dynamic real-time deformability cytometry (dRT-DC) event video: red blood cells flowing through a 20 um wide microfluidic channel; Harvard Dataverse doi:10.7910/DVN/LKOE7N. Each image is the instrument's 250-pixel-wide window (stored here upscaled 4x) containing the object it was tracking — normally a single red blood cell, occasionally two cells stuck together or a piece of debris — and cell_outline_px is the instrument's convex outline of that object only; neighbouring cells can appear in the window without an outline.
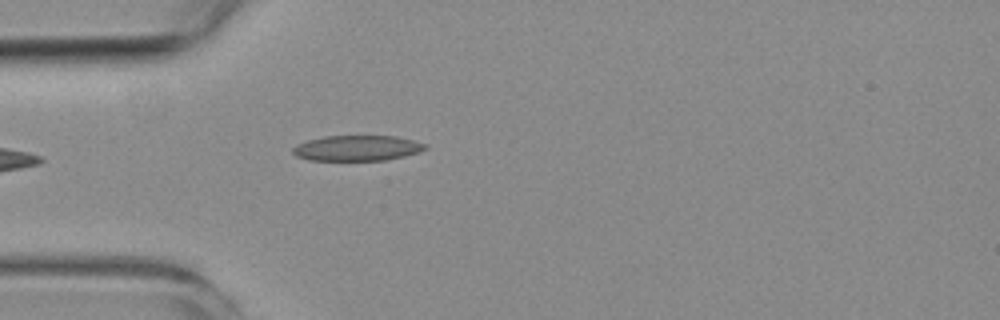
{"species": "common noctule bat (a hibernating species)", "species_latin": "Nyctalus noctula", "temperature_condition": "room temperature", "stored_images_in_passage": 3, "camera_frame_rate_fps": 3000, "um_per_image_px": 0.085, "animal": {"sex": "female", "body_mass_g": 19.3, "forearm_length_mm": 54.1}, "frame": {"image": 1, "passage_image": 3, "time_ms": 2.333, "image_size_px": [1000, 320], "cell_outline_px": [[428, 148], [404, 156], [384, 160], [308, 160], [296, 156], [292, 152], [292, 148], [296, 144], [308, 140], [324, 136], [396, 136], [428, 144]], "centroid_in_image_um": [30.33, 12.58], "position_along_channel_um": 54.7, "area_um2": 19.59}}